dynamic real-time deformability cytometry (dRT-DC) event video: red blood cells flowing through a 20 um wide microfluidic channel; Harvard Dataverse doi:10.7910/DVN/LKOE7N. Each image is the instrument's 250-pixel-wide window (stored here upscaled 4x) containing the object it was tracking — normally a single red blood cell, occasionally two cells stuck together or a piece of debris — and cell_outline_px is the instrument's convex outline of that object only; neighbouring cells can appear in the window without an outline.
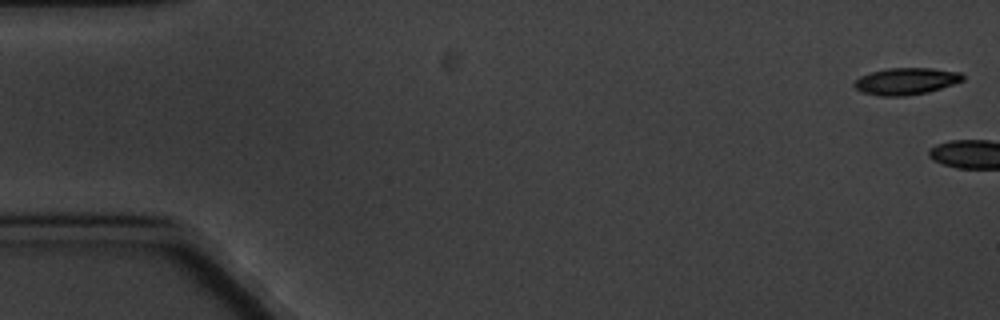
{"species": "common noctule bat (a hibernating species)", "species_latin": "Nyctalus noctula", "temperature_condition": "cold", "stored_images_in_passage": 2, "camera_frame_rate_fps": 3000, "um_per_image_px": 0.085, "animal": {"sex": "male", "body_mass_g": 20.1, "forearm_length_mm": 53.5}, "frame": {"image": 1, "passage_image": 1, "time_ms": 0.0, "image_size_px": [1000, 320], "cell_outline_px": [[964, 80], [928, 92], [904, 96], [880, 96], [864, 92], [856, 88], [852, 84], [860, 76], [872, 72], [888, 68], [932, 68], [960, 72], [964, 76]], "centroid_in_image_um": [77.02, 6.9], "position_along_channel_um": 8.0, "area_um2": 16.82}}